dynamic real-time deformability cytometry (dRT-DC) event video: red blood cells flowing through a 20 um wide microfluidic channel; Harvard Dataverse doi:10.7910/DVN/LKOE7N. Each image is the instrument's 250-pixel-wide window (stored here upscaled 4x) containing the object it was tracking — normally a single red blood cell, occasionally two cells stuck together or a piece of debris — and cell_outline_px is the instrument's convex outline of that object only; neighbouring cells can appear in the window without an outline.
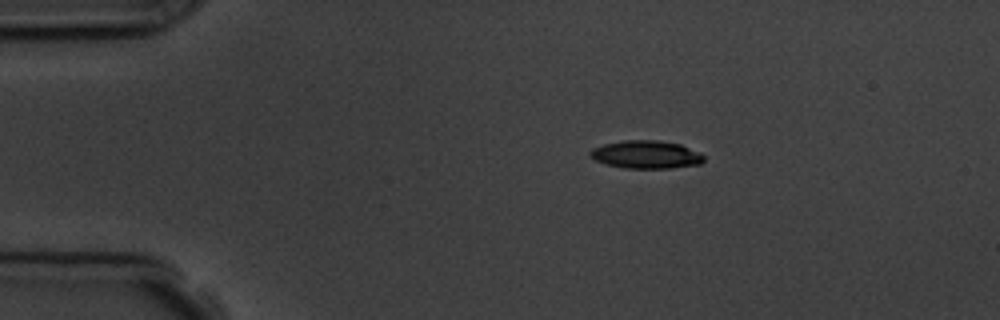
{"species": "common noctule bat (a hibernating species)", "species_latin": "Nyctalus noctula", "temperature_condition": "room temperature", "stored_images_in_passage": 2, "camera_frame_rate_fps": 3000, "um_per_image_px": 0.085, "animal": {"sex": "male", "body_mass_g": 19.5, "forearm_length_mm": 54.6}, "frame": {"image": 1, "passage_image": 1, "time_ms": 0.0, "image_size_px": [1000, 320], "cell_outline_px": [[704, 160], [700, 164], [668, 168], [624, 168], [604, 164], [588, 156], [588, 152], [592, 148], [604, 144], [624, 140], [656, 140], [680, 144], [700, 152], [704, 156]], "centroid_in_image_um": [54.89, 13.14], "position_along_channel_um": 30.1, "area_um2": 18.61}}